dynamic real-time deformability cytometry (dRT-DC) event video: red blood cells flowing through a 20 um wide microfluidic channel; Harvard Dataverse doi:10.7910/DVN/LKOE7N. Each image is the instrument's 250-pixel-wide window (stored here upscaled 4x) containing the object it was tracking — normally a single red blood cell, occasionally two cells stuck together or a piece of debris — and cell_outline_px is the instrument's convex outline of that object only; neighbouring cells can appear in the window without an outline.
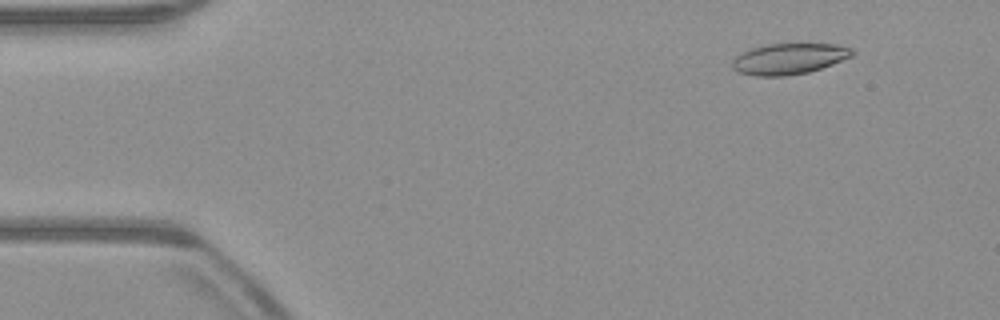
{"species": "common noctule bat (a hibernating species)", "species_latin": "Nyctalus noctula", "temperature_condition": "warm", "stored_images_in_passage": 53, "camera_frame_rate_fps": 3000, "um_per_image_px": 0.085, "animal": {"sex": "male", "body_mass_g": 23.1, "forearm_length_mm": 52.7}, "frame": {"image": 1, "passage_image": 6, "time_ms": 1.667, "image_size_px": [1000, 320], "cell_outline_px": [[856, 52], [852, 56], [832, 64], [808, 72], [784, 76], [756, 76], [740, 72], [732, 68], [732, 60], [736, 56], [752, 48], [764, 44], [836, 44], [852, 48]], "centroid_in_image_um": [67.08, 4.99], "position_along_channel_um": 17.9, "area_um2": 21.5}}
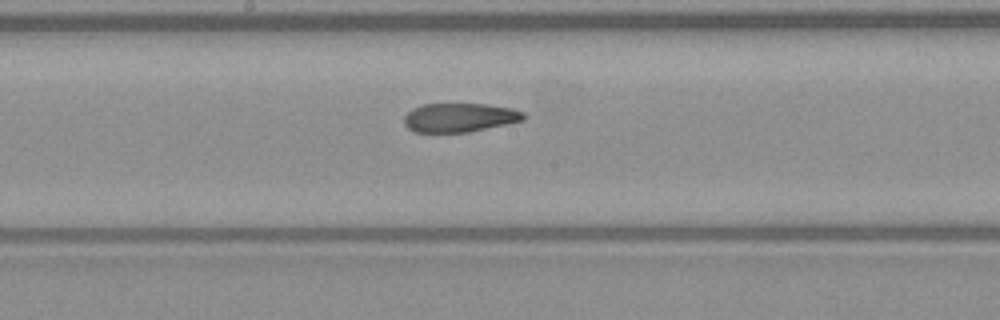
{"frame": {"image": 2, "passage_image": 28, "time_ms": 9.0, "image_size_px": [1000, 320], "cell_outline_px": [[524, 120], [508, 124], [468, 132], [416, 132], [408, 128], [404, 124], [404, 116], [412, 108], [424, 104], [488, 104], [512, 108], [524, 112]], "centroid_in_image_um": [39.07, 9.99], "position_along_channel_um": 209.1, "area_um2": 20.17}}
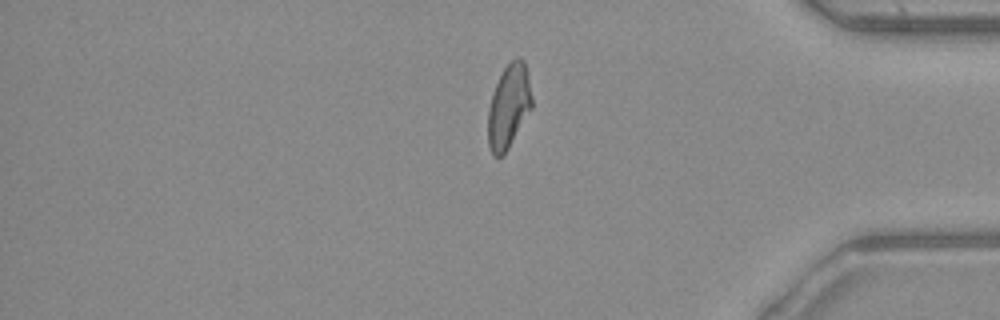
{"frame": {"image": 3, "passage_image": 44, "time_ms": 14.333, "image_size_px": [1000, 320], "cell_outline_px": [[532, 108], [504, 156], [496, 156], [492, 152], [488, 144], [488, 108], [492, 92], [504, 68], [516, 56], [520, 56], [524, 60], [532, 96]], "centroid_in_image_um": [43.24, 9.04], "position_along_channel_um": 392.0, "area_um2": 21.44}, "authors_computed_cell_mechanics": {"area_um2": 21.9062, "velocity_mm_per_s": 3.9373, "shape_relaxation_time_tau1_ms": null, "shape_relaxation_time_tau2_ms": 3.4071, "deformation_change_tau1": null, "deformation_change_tau2": 0.1116}}